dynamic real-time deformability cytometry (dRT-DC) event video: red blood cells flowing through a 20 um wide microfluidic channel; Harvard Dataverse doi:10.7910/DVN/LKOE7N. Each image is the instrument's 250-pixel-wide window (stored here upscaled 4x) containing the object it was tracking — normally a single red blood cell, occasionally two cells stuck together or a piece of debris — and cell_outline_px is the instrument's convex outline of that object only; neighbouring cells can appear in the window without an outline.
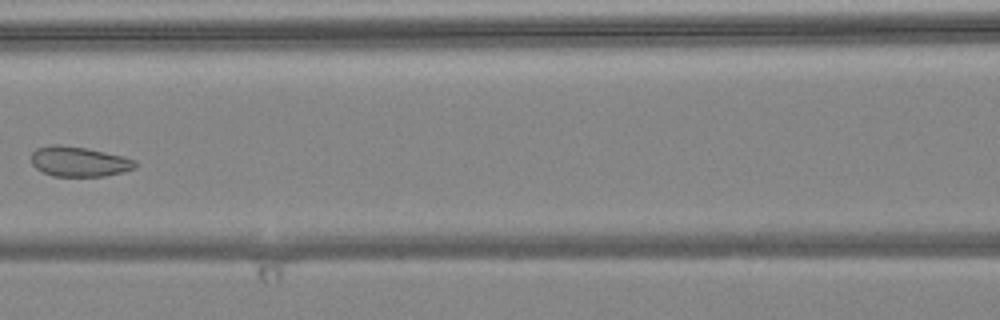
{"species": "common noctule bat (a hibernating species)", "species_latin": "Nyctalus noctula", "temperature_condition": "warm", "stored_images_in_passage": 7, "camera_frame_rate_fps": 3000, "um_per_image_px": 0.085, "animal": {"sex": "female", "body_mass_g": 24.6, "forearm_length_mm": 56.2}, "frame": {"image": 1, "passage_image": 6, "time_ms": 1.667, "image_size_px": [1000, 320], "cell_outline_px": [[136, 168], [124, 172], [104, 176], [52, 176], [36, 168], [32, 164], [32, 152], [36, 148], [52, 144], [60, 144], [88, 148], [124, 156], [136, 160]], "centroid_in_image_um": [6.74, 13.72], "position_along_channel_um": 159.9, "area_um2": 18.38}}
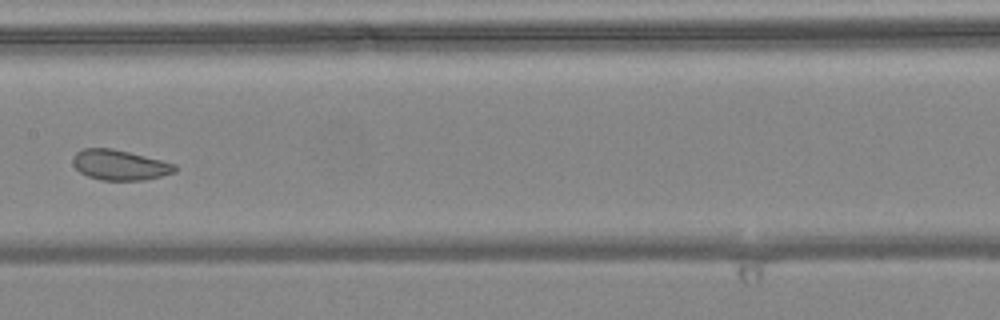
{"frame": {"image": 2, "passage_image": 7, "time_ms": 2.0, "image_size_px": [1000, 320], "cell_outline_px": [[176, 172], [144, 180], [100, 180], [88, 176], [80, 172], [72, 164], [72, 160], [76, 152], [84, 148], [112, 148], [176, 164]], "centroid_in_image_um": [10.15, 14.02], "position_along_channel_um": 197.2, "area_um2": 17.86}}